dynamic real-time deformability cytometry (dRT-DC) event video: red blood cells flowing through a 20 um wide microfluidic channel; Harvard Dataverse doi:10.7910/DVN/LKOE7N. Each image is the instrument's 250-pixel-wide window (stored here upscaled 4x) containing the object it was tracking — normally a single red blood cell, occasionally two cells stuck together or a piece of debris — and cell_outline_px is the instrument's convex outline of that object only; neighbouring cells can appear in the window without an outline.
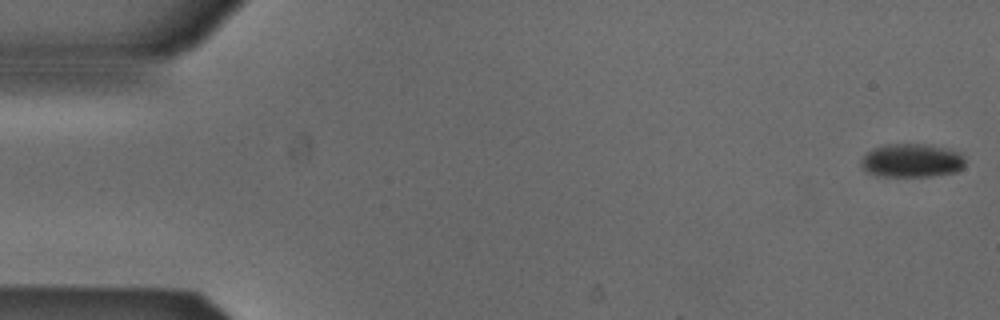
{"species": "Egyptian fruit bat (a non-hibernating species)", "species_latin": "Rousettus aegyptiacus", "temperature_condition": "cold", "stored_images_in_passage": 53, "camera_frame_rate_fps": 3000, "um_per_image_px": 0.085, "animal": {"sex": "male"}, "frame": {"image": 1, "passage_image": 1, "time_ms": 0.0, "image_size_px": [1000, 320], "cell_outline_px": [[964, 168], [956, 172], [932, 176], [876, 176], [864, 172], [860, 164], [860, 160], [872, 148], [888, 144], [920, 144], [944, 148], [956, 152], [964, 160]], "centroid_in_image_um": [77.42, 13.67], "position_along_channel_um": 7.6, "area_um2": 20.29}}
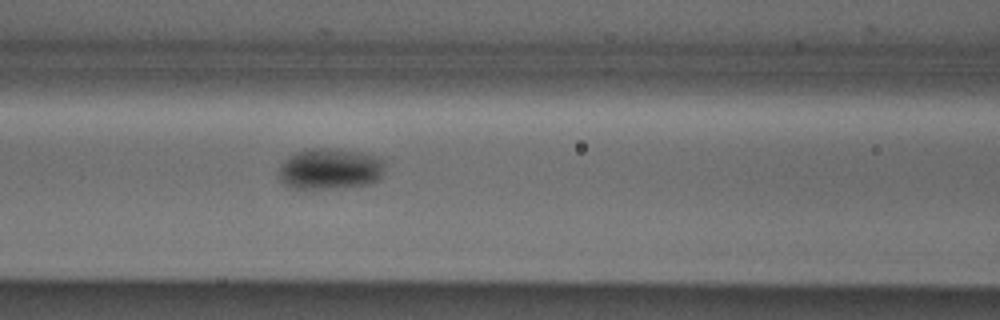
{"frame": {"image": 2, "passage_image": 22, "time_ms": 7.0, "image_size_px": [1000, 320], "cell_outline_px": [[384, 168], [380, 180], [368, 184], [332, 188], [292, 188], [284, 184], [280, 180], [280, 164], [288, 156], [296, 152], [308, 148], [340, 148], [360, 152], [376, 156], [384, 160]], "centroid_in_image_um": [28.06, 14.33], "position_along_channel_um": 138.5, "area_um2": 25.55}}
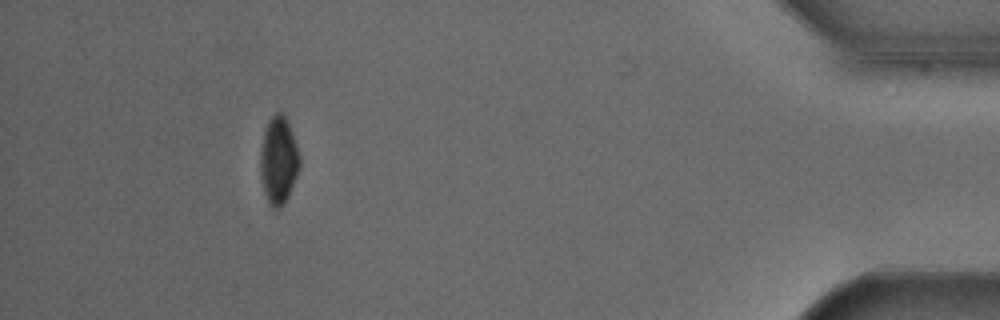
{"frame": {"image": 3, "passage_image": 48, "time_ms": 15.667, "image_size_px": [1000, 320], "cell_outline_px": [[300, 168], [288, 196], [284, 204], [280, 208], [272, 208], [268, 204], [264, 192], [260, 172], [260, 152], [264, 132], [268, 120], [276, 112], [284, 112], [288, 120], [300, 156]], "centroid_in_image_um": [23.68, 13.62], "position_along_channel_um": 411.5, "area_um2": 20.23}, "authors_computed_cell_mechanics": {"area_um2": 22.5998, "velocity_mm_per_s": 3.893, "shape_relaxation_time_tau1_ms": 5.003, "shape_relaxation_time_tau2_ms": null, "deformation_change_tau1": 0.077, "deformation_change_tau2": null}}